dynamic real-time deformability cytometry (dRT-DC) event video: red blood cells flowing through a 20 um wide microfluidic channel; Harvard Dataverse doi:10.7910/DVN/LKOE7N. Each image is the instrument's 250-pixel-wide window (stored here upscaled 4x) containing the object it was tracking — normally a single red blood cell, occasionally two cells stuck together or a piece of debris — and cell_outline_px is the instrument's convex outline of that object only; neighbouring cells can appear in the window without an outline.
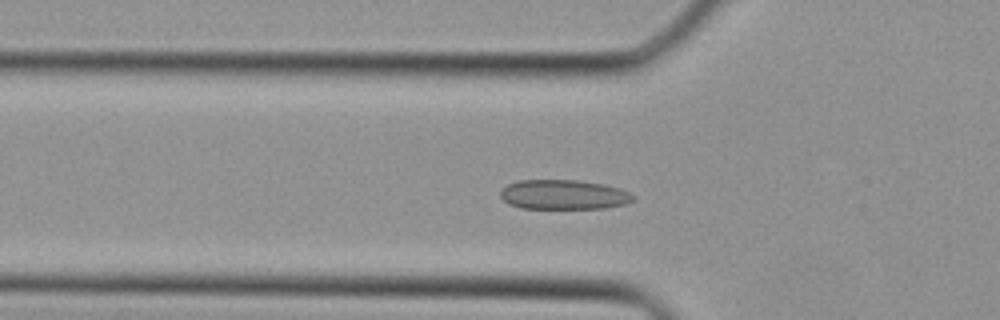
{"species": "Egyptian fruit bat (a non-hibernating species)", "species_latin": "Rousettus aegyptiacus", "temperature_condition": "cold", "stored_images_in_passage": 22, "camera_frame_rate_fps": 3000, "um_per_image_px": 0.085, "animal": {"sex": "female"}, "frame": {"image": 1, "passage_image": 2, "time_ms": 0.333, "image_size_px": [1000, 320], "cell_outline_px": [[636, 200], [624, 204], [604, 208], [520, 208], [508, 204], [500, 196], [500, 192], [508, 184], [516, 180], [580, 180], [604, 184], [620, 188], [636, 196]], "centroid_in_image_um": [47.93, 16.54], "position_along_channel_um": 77.9, "area_um2": 23.06}}
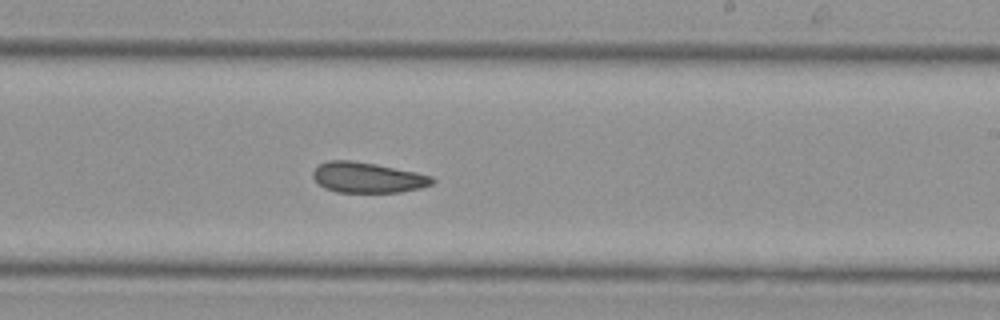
{"frame": {"image": 2, "passage_image": 12, "time_ms": 3.667, "image_size_px": [1000, 320], "cell_outline_px": [[436, 180], [432, 184], [420, 188], [400, 192], [336, 192], [324, 188], [312, 176], [312, 172], [320, 164], [328, 160], [352, 160], [376, 164], [416, 172], [432, 176]], "centroid_in_image_um": [31.25, 15.09], "position_along_channel_um": 257.8, "area_um2": 21.15}}
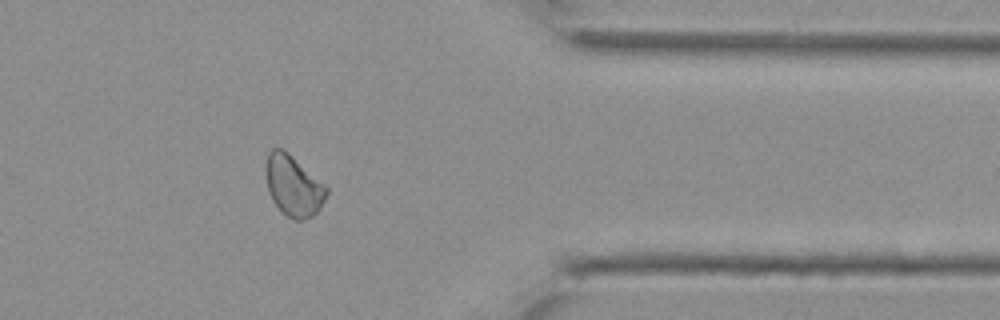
{"frame": {"image": 3, "passage_image": 20, "time_ms": 6.333, "image_size_px": [1000, 320], "cell_outline_px": [[328, 192], [320, 208], [312, 216], [300, 220], [296, 220], [280, 212], [272, 200], [268, 192], [268, 152], [272, 148], [284, 148], [324, 184], [328, 188]], "centroid_in_image_um": [24.96, 15.8], "position_along_channel_um": 386.4, "area_um2": 21.1}}